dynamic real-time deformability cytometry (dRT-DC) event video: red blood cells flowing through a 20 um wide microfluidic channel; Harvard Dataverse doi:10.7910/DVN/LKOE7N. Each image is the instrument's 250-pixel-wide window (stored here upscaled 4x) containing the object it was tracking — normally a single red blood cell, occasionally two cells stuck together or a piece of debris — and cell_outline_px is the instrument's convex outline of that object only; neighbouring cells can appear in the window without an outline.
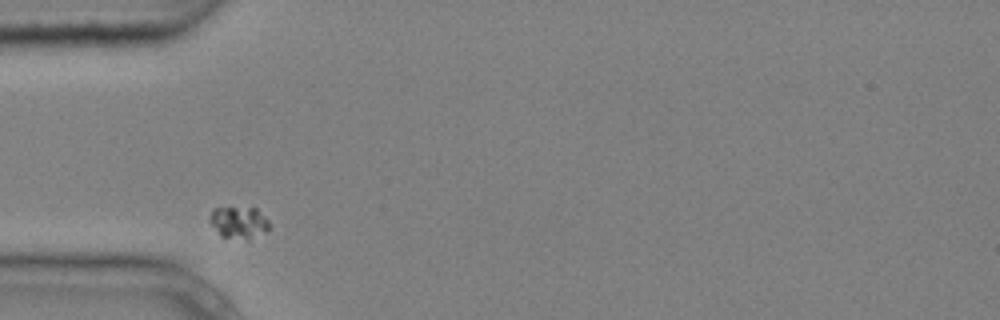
{"species": "common noctule bat (a hibernating species)", "species_latin": "Nyctalus noctula", "temperature_condition": "cold", "stored_images_in_passage": 2, "camera_frame_rate_fps": 3000, "um_per_image_px": 0.085, "animal": {"sex": "male", "body_mass_g": 20.4}, "frame": {"image": 1, "passage_image": 1, "time_ms": 0.0, "image_size_px": [1000, 320], "cell_outline_px": [[268, 232], [248, 240], [220, 236], [208, 220], [208, 216], [212, 208], [256, 208], [268, 220]], "centroid_in_image_um": [20.28, 18.92], "position_along_channel_um": 64.7, "area_um2": 11.21}}
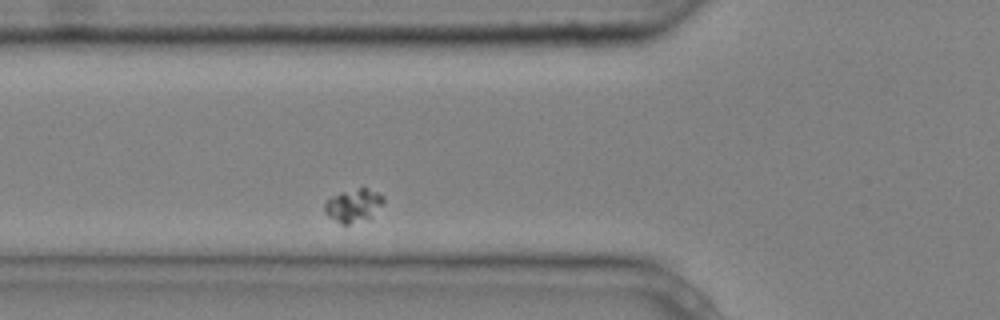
{"frame": {"image": 2, "passage_image": 2, "time_ms": 0.333, "image_size_px": [1000, 320], "cell_outline_px": [[384, 200], [372, 220], [348, 224], [340, 224], [328, 216], [324, 212], [324, 204], [332, 196], [340, 192], [360, 188], [364, 188], [376, 192], [384, 196]], "centroid_in_image_um": [30.06, 17.51], "position_along_channel_um": 95.7, "area_um2": 11.56}}